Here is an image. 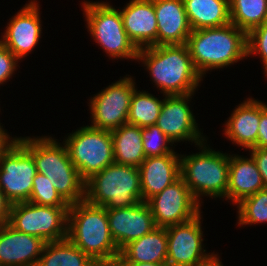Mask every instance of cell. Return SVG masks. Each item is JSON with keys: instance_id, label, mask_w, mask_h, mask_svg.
Returning a JSON list of instances; mask_svg holds the SVG:
<instances>
[{"instance_id": "3", "label": "cell", "mask_w": 267, "mask_h": 266, "mask_svg": "<svg viewBox=\"0 0 267 266\" xmlns=\"http://www.w3.org/2000/svg\"><path fill=\"white\" fill-rule=\"evenodd\" d=\"M187 46L197 72L227 67L248 56L247 33L234 24L192 30Z\"/></svg>"}, {"instance_id": "27", "label": "cell", "mask_w": 267, "mask_h": 266, "mask_svg": "<svg viewBox=\"0 0 267 266\" xmlns=\"http://www.w3.org/2000/svg\"><path fill=\"white\" fill-rule=\"evenodd\" d=\"M230 21L247 34L267 20V0H229Z\"/></svg>"}, {"instance_id": "1", "label": "cell", "mask_w": 267, "mask_h": 266, "mask_svg": "<svg viewBox=\"0 0 267 266\" xmlns=\"http://www.w3.org/2000/svg\"><path fill=\"white\" fill-rule=\"evenodd\" d=\"M67 238L100 266H116L120 251L111 237L106 208L85 199L68 209Z\"/></svg>"}, {"instance_id": "38", "label": "cell", "mask_w": 267, "mask_h": 266, "mask_svg": "<svg viewBox=\"0 0 267 266\" xmlns=\"http://www.w3.org/2000/svg\"><path fill=\"white\" fill-rule=\"evenodd\" d=\"M211 254L199 263H197L195 266H223L221 264V261L216 257L217 255Z\"/></svg>"}, {"instance_id": "7", "label": "cell", "mask_w": 267, "mask_h": 266, "mask_svg": "<svg viewBox=\"0 0 267 266\" xmlns=\"http://www.w3.org/2000/svg\"><path fill=\"white\" fill-rule=\"evenodd\" d=\"M91 36L113 58L137 59L138 49L129 39L121 13L108 3L84 2Z\"/></svg>"}, {"instance_id": "21", "label": "cell", "mask_w": 267, "mask_h": 266, "mask_svg": "<svg viewBox=\"0 0 267 266\" xmlns=\"http://www.w3.org/2000/svg\"><path fill=\"white\" fill-rule=\"evenodd\" d=\"M261 174L253 157L229 155V177L226 198L238 204L244 198L264 189Z\"/></svg>"}, {"instance_id": "23", "label": "cell", "mask_w": 267, "mask_h": 266, "mask_svg": "<svg viewBox=\"0 0 267 266\" xmlns=\"http://www.w3.org/2000/svg\"><path fill=\"white\" fill-rule=\"evenodd\" d=\"M167 262L166 227H155L141 238L130 242L121 251L117 263Z\"/></svg>"}, {"instance_id": "22", "label": "cell", "mask_w": 267, "mask_h": 266, "mask_svg": "<svg viewBox=\"0 0 267 266\" xmlns=\"http://www.w3.org/2000/svg\"><path fill=\"white\" fill-rule=\"evenodd\" d=\"M260 122V102L248 99L233 111L225 124V135L246 149L256 146Z\"/></svg>"}, {"instance_id": "30", "label": "cell", "mask_w": 267, "mask_h": 266, "mask_svg": "<svg viewBox=\"0 0 267 266\" xmlns=\"http://www.w3.org/2000/svg\"><path fill=\"white\" fill-rule=\"evenodd\" d=\"M28 202L45 206H70L60 196L48 177L40 173L33 178V188Z\"/></svg>"}, {"instance_id": "12", "label": "cell", "mask_w": 267, "mask_h": 266, "mask_svg": "<svg viewBox=\"0 0 267 266\" xmlns=\"http://www.w3.org/2000/svg\"><path fill=\"white\" fill-rule=\"evenodd\" d=\"M147 204L156 227H168L190 221L200 214L201 206L181 177L151 197Z\"/></svg>"}, {"instance_id": "34", "label": "cell", "mask_w": 267, "mask_h": 266, "mask_svg": "<svg viewBox=\"0 0 267 266\" xmlns=\"http://www.w3.org/2000/svg\"><path fill=\"white\" fill-rule=\"evenodd\" d=\"M254 148H267V105L260 101V122Z\"/></svg>"}, {"instance_id": "9", "label": "cell", "mask_w": 267, "mask_h": 266, "mask_svg": "<svg viewBox=\"0 0 267 266\" xmlns=\"http://www.w3.org/2000/svg\"><path fill=\"white\" fill-rule=\"evenodd\" d=\"M69 207L37 205L28 201L13 203L8 224L46 243L60 241L67 238Z\"/></svg>"}, {"instance_id": "36", "label": "cell", "mask_w": 267, "mask_h": 266, "mask_svg": "<svg viewBox=\"0 0 267 266\" xmlns=\"http://www.w3.org/2000/svg\"><path fill=\"white\" fill-rule=\"evenodd\" d=\"M12 203L0 188V226L8 223Z\"/></svg>"}, {"instance_id": "35", "label": "cell", "mask_w": 267, "mask_h": 266, "mask_svg": "<svg viewBox=\"0 0 267 266\" xmlns=\"http://www.w3.org/2000/svg\"><path fill=\"white\" fill-rule=\"evenodd\" d=\"M250 150L261 174L264 187L267 188V148H251Z\"/></svg>"}, {"instance_id": "11", "label": "cell", "mask_w": 267, "mask_h": 266, "mask_svg": "<svg viewBox=\"0 0 267 266\" xmlns=\"http://www.w3.org/2000/svg\"><path fill=\"white\" fill-rule=\"evenodd\" d=\"M134 90L133 79L124 77L95 95L90 102L93 120L90 126L112 131L127 123Z\"/></svg>"}, {"instance_id": "17", "label": "cell", "mask_w": 267, "mask_h": 266, "mask_svg": "<svg viewBox=\"0 0 267 266\" xmlns=\"http://www.w3.org/2000/svg\"><path fill=\"white\" fill-rule=\"evenodd\" d=\"M45 244L39 237L3 224L0 226V266H36Z\"/></svg>"}, {"instance_id": "28", "label": "cell", "mask_w": 267, "mask_h": 266, "mask_svg": "<svg viewBox=\"0 0 267 266\" xmlns=\"http://www.w3.org/2000/svg\"><path fill=\"white\" fill-rule=\"evenodd\" d=\"M134 90L130 100L127 123L141 128L155 125L160 115L163 101L146 92Z\"/></svg>"}, {"instance_id": "4", "label": "cell", "mask_w": 267, "mask_h": 266, "mask_svg": "<svg viewBox=\"0 0 267 266\" xmlns=\"http://www.w3.org/2000/svg\"><path fill=\"white\" fill-rule=\"evenodd\" d=\"M17 141L33 156L37 172L48 177L69 205L84 200L85 181L70 160L65 144L60 146L51 137H25Z\"/></svg>"}, {"instance_id": "37", "label": "cell", "mask_w": 267, "mask_h": 266, "mask_svg": "<svg viewBox=\"0 0 267 266\" xmlns=\"http://www.w3.org/2000/svg\"><path fill=\"white\" fill-rule=\"evenodd\" d=\"M15 142H17V139L14 138L10 141L9 135H7V133H5L0 126V158L11 148Z\"/></svg>"}, {"instance_id": "31", "label": "cell", "mask_w": 267, "mask_h": 266, "mask_svg": "<svg viewBox=\"0 0 267 266\" xmlns=\"http://www.w3.org/2000/svg\"><path fill=\"white\" fill-rule=\"evenodd\" d=\"M142 144L146 157L175 153L168 144L173 142L155 124L142 128Z\"/></svg>"}, {"instance_id": "2", "label": "cell", "mask_w": 267, "mask_h": 266, "mask_svg": "<svg viewBox=\"0 0 267 266\" xmlns=\"http://www.w3.org/2000/svg\"><path fill=\"white\" fill-rule=\"evenodd\" d=\"M137 59L143 60L165 96L194 93L202 78L193 65L187 44L139 49Z\"/></svg>"}, {"instance_id": "32", "label": "cell", "mask_w": 267, "mask_h": 266, "mask_svg": "<svg viewBox=\"0 0 267 266\" xmlns=\"http://www.w3.org/2000/svg\"><path fill=\"white\" fill-rule=\"evenodd\" d=\"M247 53L261 55L267 75V20L247 34Z\"/></svg>"}, {"instance_id": "20", "label": "cell", "mask_w": 267, "mask_h": 266, "mask_svg": "<svg viewBox=\"0 0 267 266\" xmlns=\"http://www.w3.org/2000/svg\"><path fill=\"white\" fill-rule=\"evenodd\" d=\"M180 157L176 153L146 157L140 171L142 201L147 202L181 177Z\"/></svg>"}, {"instance_id": "18", "label": "cell", "mask_w": 267, "mask_h": 266, "mask_svg": "<svg viewBox=\"0 0 267 266\" xmlns=\"http://www.w3.org/2000/svg\"><path fill=\"white\" fill-rule=\"evenodd\" d=\"M124 29L136 48L157 46V19L153 0H132L120 11Z\"/></svg>"}, {"instance_id": "10", "label": "cell", "mask_w": 267, "mask_h": 266, "mask_svg": "<svg viewBox=\"0 0 267 266\" xmlns=\"http://www.w3.org/2000/svg\"><path fill=\"white\" fill-rule=\"evenodd\" d=\"M37 173L33 156L18 141L0 158V188L12 204L29 201Z\"/></svg>"}, {"instance_id": "6", "label": "cell", "mask_w": 267, "mask_h": 266, "mask_svg": "<svg viewBox=\"0 0 267 266\" xmlns=\"http://www.w3.org/2000/svg\"><path fill=\"white\" fill-rule=\"evenodd\" d=\"M201 153L180 157V174L194 198L200 194L226 197L229 177V156L199 144Z\"/></svg>"}, {"instance_id": "14", "label": "cell", "mask_w": 267, "mask_h": 266, "mask_svg": "<svg viewBox=\"0 0 267 266\" xmlns=\"http://www.w3.org/2000/svg\"><path fill=\"white\" fill-rule=\"evenodd\" d=\"M193 93L185 95H166L163 99L156 125L173 142L191 140L199 145L204 143L201 132L187 101ZM187 100V101H186Z\"/></svg>"}, {"instance_id": "26", "label": "cell", "mask_w": 267, "mask_h": 266, "mask_svg": "<svg viewBox=\"0 0 267 266\" xmlns=\"http://www.w3.org/2000/svg\"><path fill=\"white\" fill-rule=\"evenodd\" d=\"M36 266H100L68 238L44 245Z\"/></svg>"}, {"instance_id": "24", "label": "cell", "mask_w": 267, "mask_h": 266, "mask_svg": "<svg viewBox=\"0 0 267 266\" xmlns=\"http://www.w3.org/2000/svg\"><path fill=\"white\" fill-rule=\"evenodd\" d=\"M191 30L228 25L229 0H183Z\"/></svg>"}, {"instance_id": "33", "label": "cell", "mask_w": 267, "mask_h": 266, "mask_svg": "<svg viewBox=\"0 0 267 266\" xmlns=\"http://www.w3.org/2000/svg\"><path fill=\"white\" fill-rule=\"evenodd\" d=\"M17 60L19 59L0 41V84L12 76Z\"/></svg>"}, {"instance_id": "29", "label": "cell", "mask_w": 267, "mask_h": 266, "mask_svg": "<svg viewBox=\"0 0 267 266\" xmlns=\"http://www.w3.org/2000/svg\"><path fill=\"white\" fill-rule=\"evenodd\" d=\"M238 204L239 225H252L267 221V188L244 198Z\"/></svg>"}, {"instance_id": "15", "label": "cell", "mask_w": 267, "mask_h": 266, "mask_svg": "<svg viewBox=\"0 0 267 266\" xmlns=\"http://www.w3.org/2000/svg\"><path fill=\"white\" fill-rule=\"evenodd\" d=\"M106 212L110 234L119 251L156 227L151 209L144 201L131 207L106 209Z\"/></svg>"}, {"instance_id": "39", "label": "cell", "mask_w": 267, "mask_h": 266, "mask_svg": "<svg viewBox=\"0 0 267 266\" xmlns=\"http://www.w3.org/2000/svg\"><path fill=\"white\" fill-rule=\"evenodd\" d=\"M116 266H168L167 262H161V263H117Z\"/></svg>"}, {"instance_id": "25", "label": "cell", "mask_w": 267, "mask_h": 266, "mask_svg": "<svg viewBox=\"0 0 267 266\" xmlns=\"http://www.w3.org/2000/svg\"><path fill=\"white\" fill-rule=\"evenodd\" d=\"M111 134L115 163L139 167L146 158L142 144V128L125 123L112 130Z\"/></svg>"}, {"instance_id": "19", "label": "cell", "mask_w": 267, "mask_h": 266, "mask_svg": "<svg viewBox=\"0 0 267 266\" xmlns=\"http://www.w3.org/2000/svg\"><path fill=\"white\" fill-rule=\"evenodd\" d=\"M157 19V46L186 44L191 34L183 0H153Z\"/></svg>"}, {"instance_id": "8", "label": "cell", "mask_w": 267, "mask_h": 266, "mask_svg": "<svg viewBox=\"0 0 267 266\" xmlns=\"http://www.w3.org/2000/svg\"><path fill=\"white\" fill-rule=\"evenodd\" d=\"M64 144L84 181L115 162L111 131L87 125L70 134Z\"/></svg>"}, {"instance_id": "16", "label": "cell", "mask_w": 267, "mask_h": 266, "mask_svg": "<svg viewBox=\"0 0 267 266\" xmlns=\"http://www.w3.org/2000/svg\"><path fill=\"white\" fill-rule=\"evenodd\" d=\"M39 6L31 1L8 23L0 40L18 59L25 57L37 45L41 36Z\"/></svg>"}, {"instance_id": "5", "label": "cell", "mask_w": 267, "mask_h": 266, "mask_svg": "<svg viewBox=\"0 0 267 266\" xmlns=\"http://www.w3.org/2000/svg\"><path fill=\"white\" fill-rule=\"evenodd\" d=\"M106 209L131 207L142 202L138 167L112 163L85 181V198Z\"/></svg>"}, {"instance_id": "13", "label": "cell", "mask_w": 267, "mask_h": 266, "mask_svg": "<svg viewBox=\"0 0 267 266\" xmlns=\"http://www.w3.org/2000/svg\"><path fill=\"white\" fill-rule=\"evenodd\" d=\"M200 216L166 227L168 266H195L210 255L202 248Z\"/></svg>"}]
</instances>
